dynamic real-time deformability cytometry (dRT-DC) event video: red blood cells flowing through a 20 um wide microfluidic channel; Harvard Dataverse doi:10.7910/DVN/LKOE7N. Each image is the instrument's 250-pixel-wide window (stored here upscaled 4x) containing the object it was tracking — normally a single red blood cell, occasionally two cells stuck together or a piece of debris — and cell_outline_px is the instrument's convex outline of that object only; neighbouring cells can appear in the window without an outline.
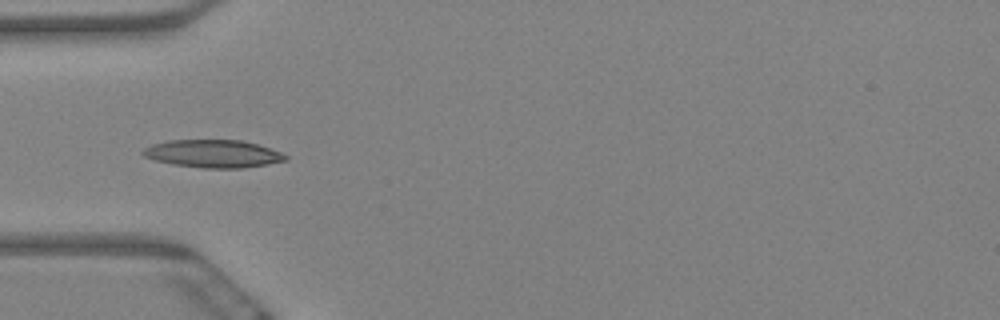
{"species": "Egyptian fruit bat (a non-hibernating species)", "species_latin": "Rousettus aegyptiacus", "temperature_condition": "warm", "stored_images_in_passage": 10, "camera_frame_rate_fps": 3000, "um_per_image_px": 0.085, "animal": {"sex": "female"}, "frame": {"image": 1, "passage_image": 5, "time_ms": 1.333, "image_size_px": [1000, 320], "cell_outline_px": [[288, 160], [268, 164], [244, 168], [204, 168], [172, 164], [156, 160], [144, 156], [140, 152], [144, 148], [152, 144], [168, 140], [240, 140], [256, 144], [280, 152], [288, 156]], "centroid_in_image_um": [18.1, 13.07], "position_along_channel_um": 66.9, "area_um2": 23.0}}
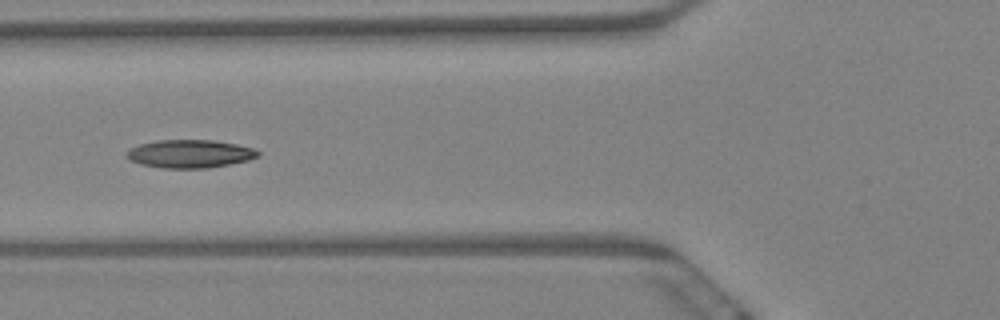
{"frame": {"image": 2, "passage_image": 6, "time_ms": 1.667, "image_size_px": [1000, 320], "cell_outline_px": [[260, 156], [248, 160], [208, 168], [164, 168], [140, 164], [124, 156], [132, 148], [140, 144], [156, 140], [212, 140], [236, 144], [252, 148], [260, 152]], "centroid_in_image_um": [16.15, 13.07], "position_along_channel_um": 109.7, "area_um2": 21.33}}
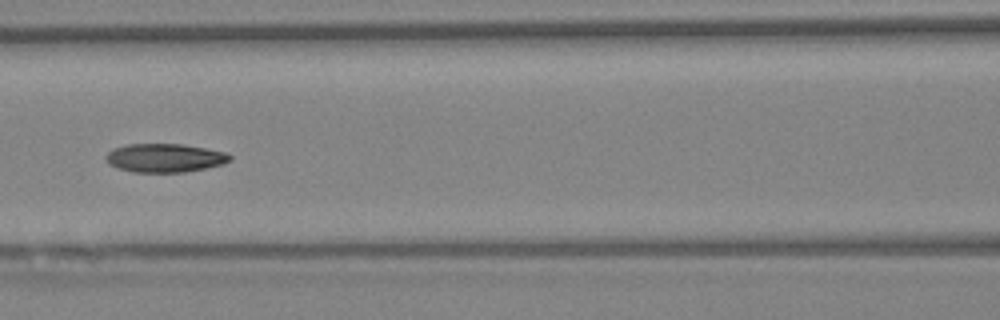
{"frame": {"image": 3, "passage_image": 7, "time_ms": 2.0, "image_size_px": [1000, 320], "cell_outline_px": [[232, 160], [224, 164], [184, 172], [132, 172], [116, 168], [108, 164], [104, 156], [112, 148], [128, 144], [184, 144], [224, 152], [232, 156]], "centroid_in_image_um": [13.97, 13.42], "position_along_channel_um": 152.6, "area_um2": 20.81}}